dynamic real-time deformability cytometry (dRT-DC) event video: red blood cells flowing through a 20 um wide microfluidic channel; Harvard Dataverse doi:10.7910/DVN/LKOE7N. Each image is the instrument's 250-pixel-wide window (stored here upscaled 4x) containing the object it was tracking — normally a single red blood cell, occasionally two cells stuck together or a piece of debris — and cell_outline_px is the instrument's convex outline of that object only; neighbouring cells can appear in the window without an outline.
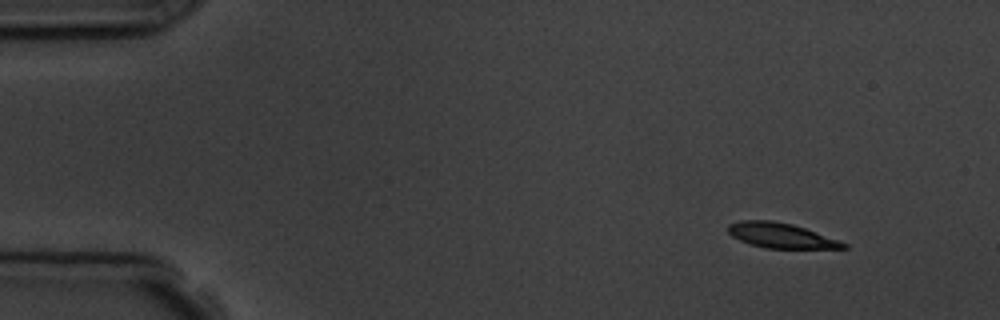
{"species": "common noctule bat (a hibernating species)", "species_latin": "Nyctalus noctula", "temperature_condition": "room temperature", "stored_images_in_passage": 4, "camera_frame_rate_fps": 3000, "um_per_image_px": 0.085, "animal": {"sex": "male", "body_mass_g": 19.5, "forearm_length_mm": 54.6}, "frame": {"image": 1, "passage_image": 1, "time_ms": 0.0, "image_size_px": [1000, 320], "cell_outline_px": [[848, 248], [764, 248], [740, 240], [732, 236], [728, 232], [728, 224], [740, 220], [772, 220], [792, 224], [804, 228], [848, 244]], "centroid_in_image_um": [66.33, 20.01], "position_along_channel_um": 18.7, "area_um2": 16.53}}
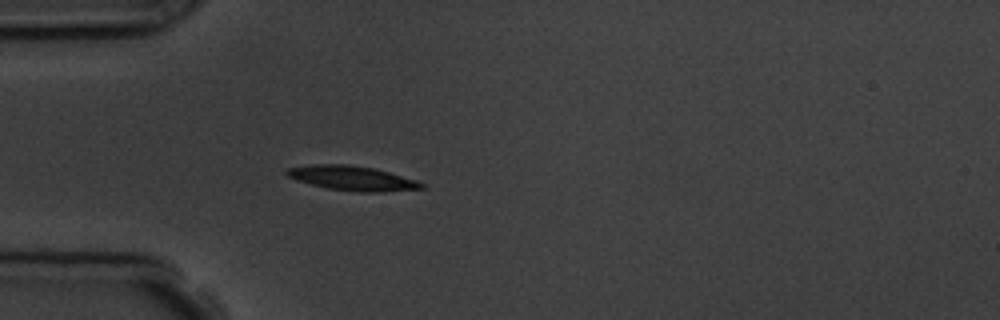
{"frame": {"image": 2, "passage_image": 4, "time_ms": 3.333, "image_size_px": [1000, 320], "cell_outline_px": [[428, 188], [384, 192], [360, 192], [328, 188], [296, 180], [288, 176], [284, 172], [288, 168], [312, 164], [344, 164], [372, 168], [388, 172], [416, 180], [428, 184]], "centroid_in_image_um": [30.0, 15.15], "position_along_channel_um": 55.0, "area_um2": 19.25}}